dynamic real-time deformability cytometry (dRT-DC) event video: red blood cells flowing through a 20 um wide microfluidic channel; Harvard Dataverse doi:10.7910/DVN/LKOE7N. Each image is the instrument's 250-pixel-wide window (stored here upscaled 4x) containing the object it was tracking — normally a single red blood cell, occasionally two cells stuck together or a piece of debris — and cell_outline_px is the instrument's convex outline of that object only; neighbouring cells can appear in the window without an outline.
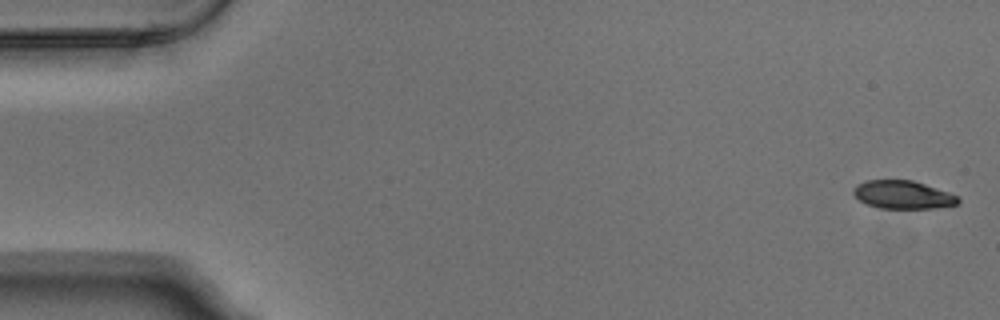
{"species": "Egyptian fruit bat (a non-hibernating species)", "species_latin": "Rousettus aegyptiacus", "temperature_condition": "warm", "stored_images_in_passage": 5, "camera_frame_rate_fps": 3000, "um_per_image_px": 0.085, "animal": {"sex": "male"}, "frame": {"image": 1, "passage_image": 1, "time_ms": 0.0, "image_size_px": [1000, 320], "cell_outline_px": [[960, 200], [956, 204], [936, 208], [880, 208], [868, 204], [860, 200], [852, 192], [852, 188], [856, 184], [868, 180], [912, 180], [960, 196]], "centroid_in_image_um": [76.74, 16.55], "position_along_channel_um": 8.3, "area_um2": 17.05}}
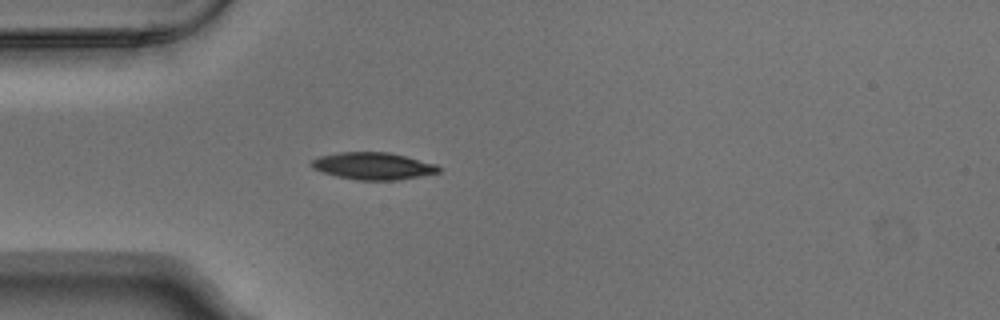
{"frame": {"image": 2, "passage_image": 5, "time_ms": 1.333, "image_size_px": [1000, 320], "cell_outline_px": [[440, 172], [420, 176], [396, 180], [356, 180], [336, 176], [312, 168], [308, 164], [312, 160], [320, 156], [340, 152], [388, 152], [436, 164], [440, 168]], "centroid_in_image_um": [31.68, 14.11], "position_along_channel_um": 53.3, "area_um2": 20.0}}